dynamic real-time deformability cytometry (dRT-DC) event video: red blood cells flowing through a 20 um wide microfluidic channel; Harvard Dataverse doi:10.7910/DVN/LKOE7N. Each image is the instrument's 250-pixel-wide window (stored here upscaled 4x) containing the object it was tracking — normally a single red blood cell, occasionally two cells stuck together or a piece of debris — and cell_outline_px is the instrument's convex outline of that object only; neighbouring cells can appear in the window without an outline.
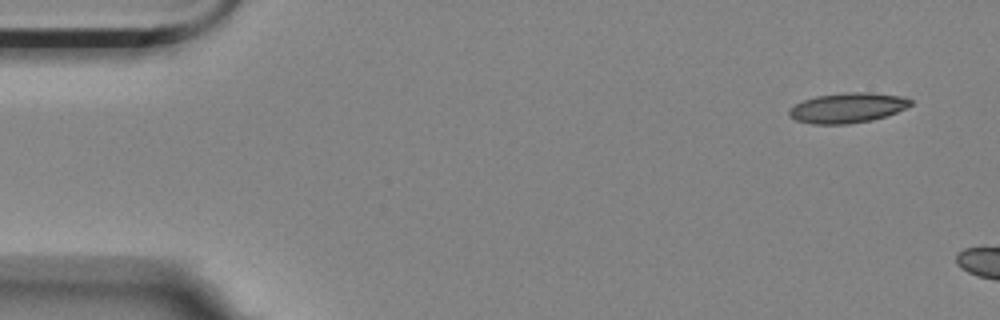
{"species": "Egyptian fruit bat (a non-hibernating species)", "species_latin": "Rousettus aegyptiacus", "temperature_condition": "room temperature", "stored_images_in_passage": 4, "segment_of_instrument_passage": [2, 2], "camera_frame_rate_fps": 3000, "um_per_image_px": 0.085, "animal": {"sex": "female"}, "frame": {"image": 1, "passage_image": 4, "time_ms": 1.0, "image_size_px": [1000, 320], "cell_outline_px": [[912, 104], [888, 116], [872, 120], [848, 124], [812, 124], [796, 120], [788, 116], [788, 112], [796, 104], [804, 100], [816, 96], [848, 92], [872, 92], [900, 96], [912, 100]], "centroid_in_image_um": [72.04, 9.17], "position_along_channel_um": 13.0, "area_um2": 21.21}}